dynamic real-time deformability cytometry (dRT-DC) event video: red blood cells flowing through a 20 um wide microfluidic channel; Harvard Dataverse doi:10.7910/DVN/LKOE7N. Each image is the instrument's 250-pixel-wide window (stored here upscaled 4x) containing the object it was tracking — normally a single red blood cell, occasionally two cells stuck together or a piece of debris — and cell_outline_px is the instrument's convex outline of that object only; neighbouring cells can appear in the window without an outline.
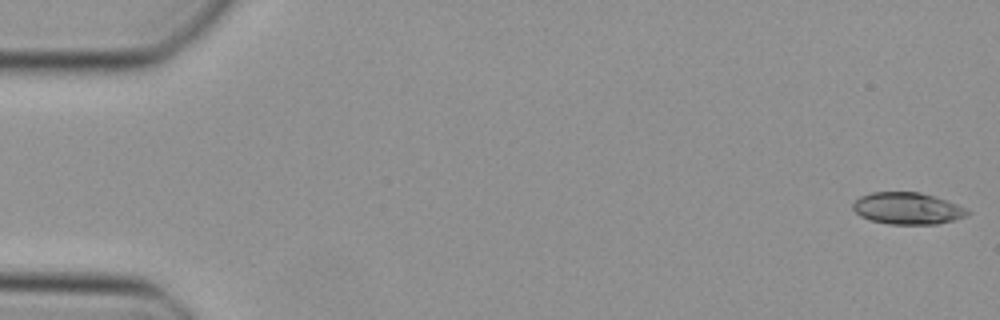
{"species": "Egyptian fruit bat (a non-hibernating species)", "species_latin": "Rousettus aegyptiacus", "temperature_condition": "cold", "stored_images_in_passage": 48, "camera_frame_rate_fps": 3000, "um_per_image_px": 0.085, "animal": {"sex": "female"}, "frame": {"image": 1, "passage_image": 1, "time_ms": 0.0, "image_size_px": [1000, 320], "cell_outline_px": [[972, 212], [964, 216], [952, 220], [936, 224], [888, 224], [872, 220], [860, 216], [852, 208], [852, 204], [860, 196], [872, 192], [920, 192], [936, 196], [968, 208]], "centroid_in_image_um": [77.15, 17.7], "position_along_channel_um": 7.9, "area_um2": 21.27}}
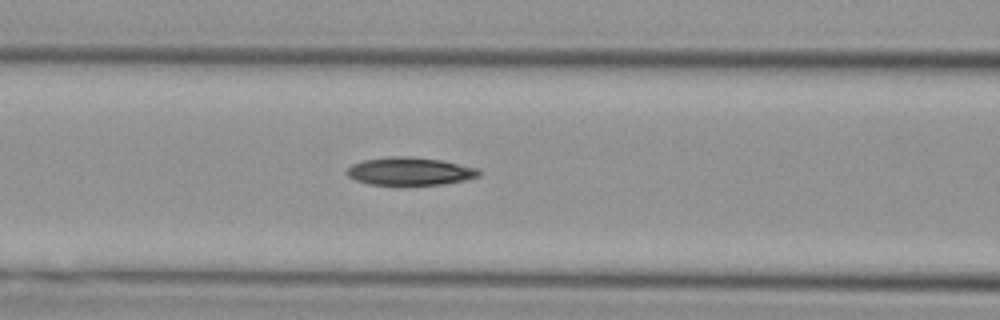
{"frame": {"image": 2, "passage_image": 20, "time_ms": 6.333, "image_size_px": [1000, 320], "cell_outline_px": [[480, 176], [464, 180], [444, 184], [368, 184], [356, 180], [348, 176], [344, 172], [352, 164], [364, 160], [388, 156], [408, 156], [440, 160], [476, 168], [480, 172]], "centroid_in_image_um": [34.8, 14.55], "position_along_channel_um": 131.8, "area_um2": 21.21}}
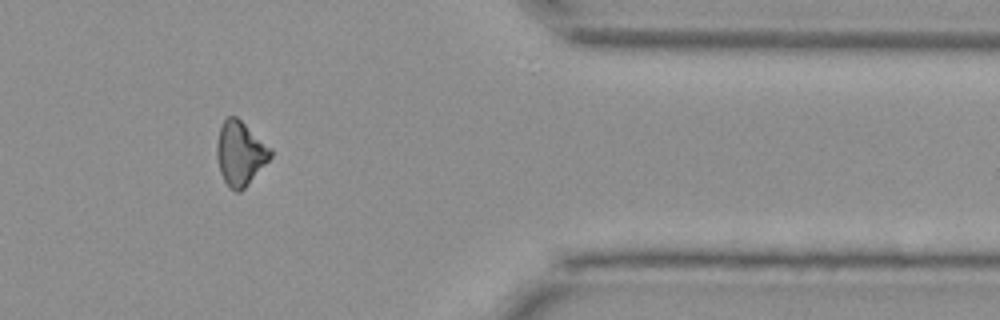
{"frame": {"image": 3, "passage_image": 40, "time_ms": 13.0, "image_size_px": [1000, 320], "cell_outline_px": [[272, 156], [244, 188], [240, 192], [236, 192], [224, 180], [220, 172], [216, 156], [216, 144], [220, 128], [224, 120], [228, 116], [236, 116], [272, 148]], "centroid_in_image_um": [20.41, 13.01], "position_along_channel_um": 391.0, "area_um2": 19.83}}